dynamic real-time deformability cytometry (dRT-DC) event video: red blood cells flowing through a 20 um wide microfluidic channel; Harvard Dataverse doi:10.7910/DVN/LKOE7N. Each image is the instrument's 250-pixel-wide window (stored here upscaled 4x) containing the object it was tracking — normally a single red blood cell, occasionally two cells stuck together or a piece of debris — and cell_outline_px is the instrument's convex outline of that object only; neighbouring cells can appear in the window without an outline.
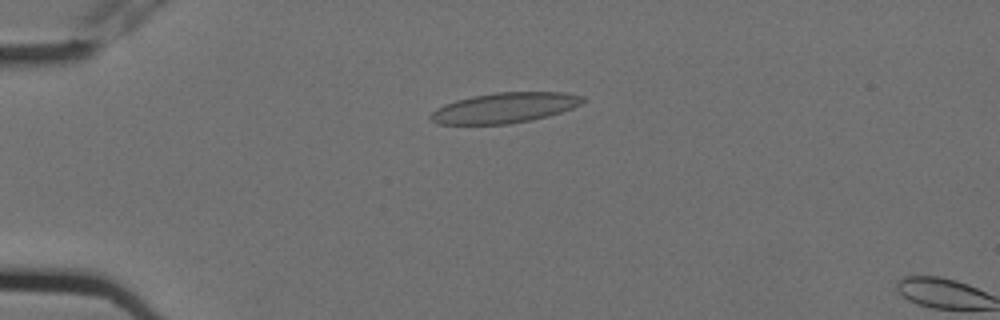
{"species": "Egyptian fruit bat (a non-hibernating species)", "species_latin": "Rousettus aegyptiacus", "temperature_condition": "cold", "stored_images_in_passage": 3, "camera_frame_rate_fps": 3000, "um_per_image_px": 0.085, "animal": {"sex": "female"}, "frame": {"image": 1, "passage_image": 2, "time_ms": 0.333, "image_size_px": [1000, 320], "cell_outline_px": [[588, 100], [572, 108], [548, 116], [532, 120], [508, 124], [436, 124], [428, 116], [436, 108], [444, 104], [456, 100], [472, 96], [496, 92], [564, 92], [584, 96]], "centroid_in_image_um": [42.9, 9.16], "position_along_channel_um": 42.1, "area_um2": 26.99}}